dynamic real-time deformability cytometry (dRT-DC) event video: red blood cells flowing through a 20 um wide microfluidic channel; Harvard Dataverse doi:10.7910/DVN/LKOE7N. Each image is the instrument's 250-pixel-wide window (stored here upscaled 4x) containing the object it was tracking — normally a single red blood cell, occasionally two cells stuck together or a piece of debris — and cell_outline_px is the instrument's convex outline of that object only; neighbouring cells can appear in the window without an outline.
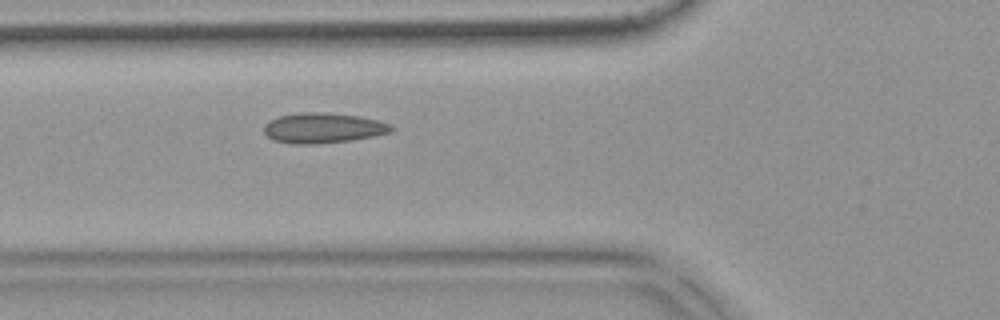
{"species": "common noctule bat (a hibernating species)", "species_latin": "Nyctalus noctula", "temperature_condition": "warm", "stored_images_in_passage": 45, "camera_frame_rate_fps": 3000, "um_per_image_px": 0.085, "animal": {"sex": "female", "body_mass_g": 18.4}, "frame": {"image": 1, "passage_image": 11, "time_ms": 3.333, "image_size_px": [1000, 320], "cell_outline_px": [[396, 128], [388, 132], [372, 136], [352, 140], [312, 144], [292, 144], [276, 140], [268, 136], [264, 132], [264, 124], [268, 120], [280, 116], [300, 112], [324, 112], [360, 116], [392, 124]], "centroid_in_image_um": [27.45, 10.87], "position_along_channel_um": 98.3, "area_um2": 22.37}}
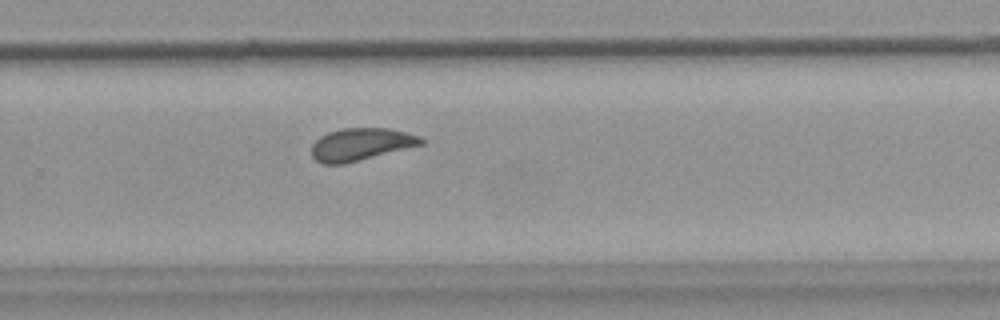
{"frame": {"image": 2, "passage_image": 27, "time_ms": 8.667, "image_size_px": [1000, 320], "cell_outline_px": [[424, 144], [344, 164], [324, 164], [316, 160], [312, 156], [312, 144], [320, 136], [328, 132], [340, 128], [388, 128], [408, 132], [420, 136], [424, 140]], "centroid_in_image_um": [30.68, 12.26], "position_along_channel_um": 299.1, "area_um2": 20.75}}
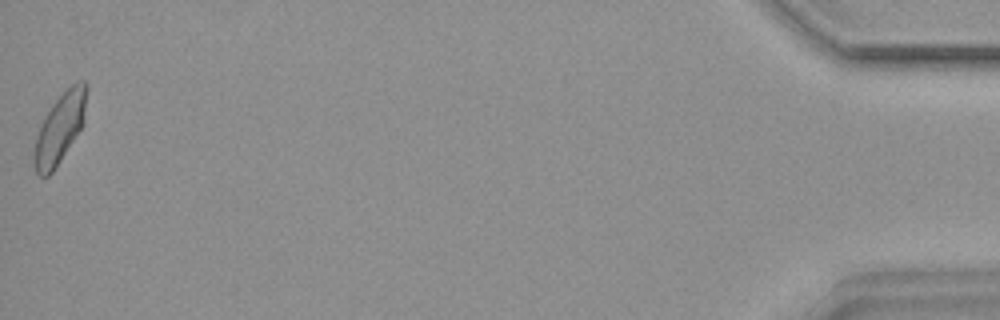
{"frame": {"image": 3, "passage_image": 45, "time_ms": 14.667, "image_size_px": [1000, 320], "cell_outline_px": [[88, 88], [84, 124], [52, 172], [48, 176], [40, 176], [36, 172], [32, 160], [32, 152], [36, 136], [40, 124], [44, 116], [52, 104], [76, 80], [84, 80], [88, 84]], "centroid_in_image_um": [5.08, 10.87], "position_along_channel_um": 430.1, "area_um2": 21.62}, "authors_computed_cell_mechanics": {"area_um2": 20.8658, "velocity_mm_per_s": 3.7734, "shape_relaxation_time_tau1_ms": 5.4614, "shape_relaxation_time_tau2_ms": 1.6056, "deformation_change_tau1": 0.1189, "deformation_change_tau2": 0.0523}}